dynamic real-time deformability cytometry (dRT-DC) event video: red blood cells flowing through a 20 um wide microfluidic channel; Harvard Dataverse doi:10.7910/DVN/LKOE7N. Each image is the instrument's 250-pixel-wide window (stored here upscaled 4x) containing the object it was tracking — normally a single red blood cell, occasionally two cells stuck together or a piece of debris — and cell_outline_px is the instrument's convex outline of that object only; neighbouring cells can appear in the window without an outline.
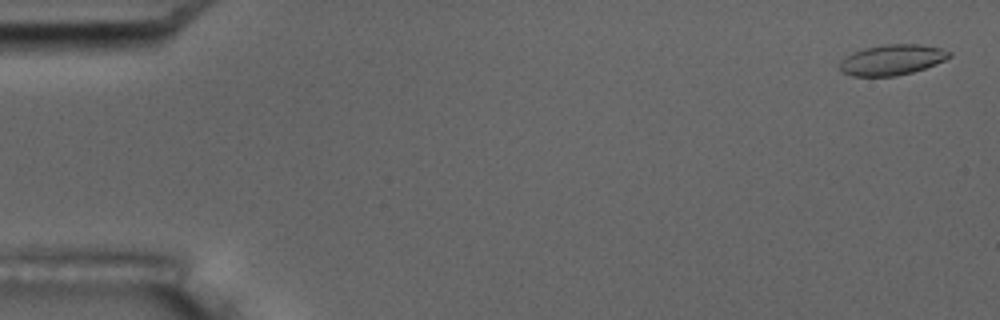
{"species": "common noctule bat (a hibernating species)", "species_latin": "Nyctalus noctula", "temperature_condition": "room temperature", "stored_images_in_passage": 5, "camera_frame_rate_fps": 3000, "um_per_image_px": 0.085, "animal": {"sex": "male", "body_mass_g": 17.5, "forearm_length_mm": 52.3}, "frame": {"image": 1, "passage_image": 1, "time_ms": 0.0, "image_size_px": [1000, 320], "cell_outline_px": [[952, 56], [936, 64], [912, 72], [896, 76], [852, 76], [844, 72], [840, 68], [840, 60], [852, 52], [864, 48], [884, 44], [920, 44], [940, 48], [952, 52]], "centroid_in_image_um": [75.83, 5.07], "position_along_channel_um": 9.2, "area_um2": 19.48}}